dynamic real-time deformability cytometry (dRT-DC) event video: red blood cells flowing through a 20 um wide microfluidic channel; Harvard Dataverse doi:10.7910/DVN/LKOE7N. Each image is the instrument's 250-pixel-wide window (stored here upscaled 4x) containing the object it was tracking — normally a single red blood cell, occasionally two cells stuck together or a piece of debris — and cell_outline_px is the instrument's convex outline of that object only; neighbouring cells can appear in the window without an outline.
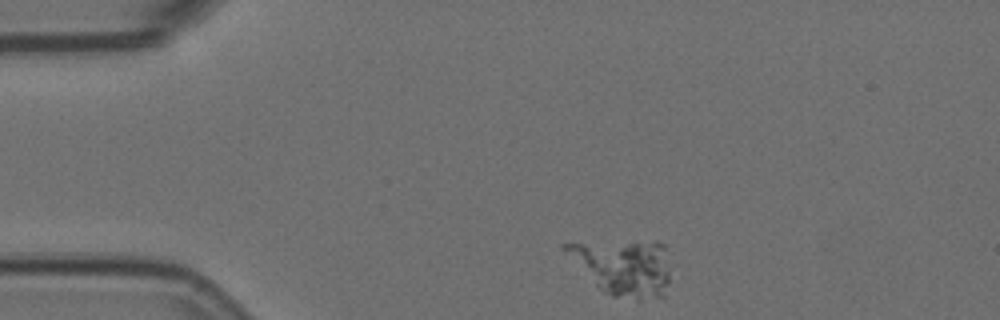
{"species": "Egyptian fruit bat (a non-hibernating species)", "species_latin": "Rousettus aegyptiacus", "temperature_condition": "room temperature", "stored_images_in_passage": 3, "camera_frame_rate_fps": 3000, "um_per_image_px": 0.085, "animal": {"sex": "female"}, "frame": {"image": 1, "passage_image": 1, "time_ms": 0.0, "image_size_px": [1000, 320], "cell_outline_px": [[668, 284], [664, 296], [640, 300], [636, 300], [612, 296], [604, 292], [560, 248], [560, 244], [664, 244], [668, 268]], "centroid_in_image_um": [53.0, 22.79], "position_along_channel_um": 32.0, "area_um2": 32.48}}
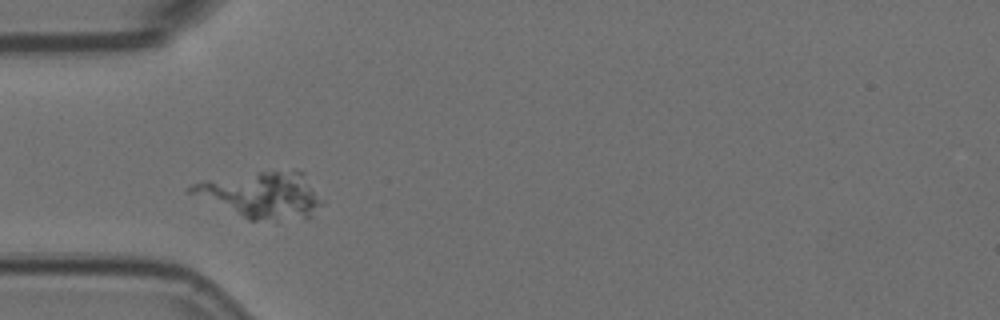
{"frame": {"image": 2, "passage_image": 2, "time_ms": 0.333, "image_size_px": [1000, 320], "cell_outline_px": [[324, 204], [308, 220], [248, 220], [188, 192], [188, 188], [192, 184], [208, 180], [260, 172], [304, 172], [324, 200]], "centroid_in_image_um": [22.36, 16.62], "position_along_channel_um": 62.6, "area_um2": 35.08}}
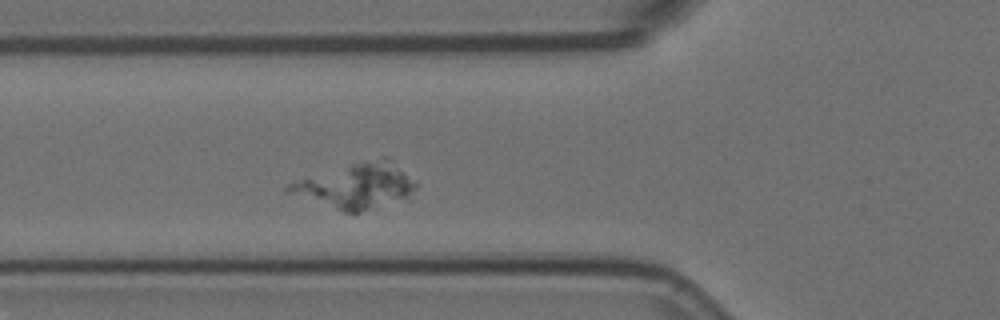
{"frame": {"image": 3, "passage_image": 3, "time_ms": 0.667, "image_size_px": [1000, 320], "cell_outline_px": [[420, 184], [408, 196], [360, 212], [344, 212], [288, 192], [284, 188], [288, 184], [300, 180], [352, 164], [384, 156], [392, 156]], "centroid_in_image_um": [30.41, 15.76], "position_along_channel_um": 95.4, "area_um2": 32.77}}